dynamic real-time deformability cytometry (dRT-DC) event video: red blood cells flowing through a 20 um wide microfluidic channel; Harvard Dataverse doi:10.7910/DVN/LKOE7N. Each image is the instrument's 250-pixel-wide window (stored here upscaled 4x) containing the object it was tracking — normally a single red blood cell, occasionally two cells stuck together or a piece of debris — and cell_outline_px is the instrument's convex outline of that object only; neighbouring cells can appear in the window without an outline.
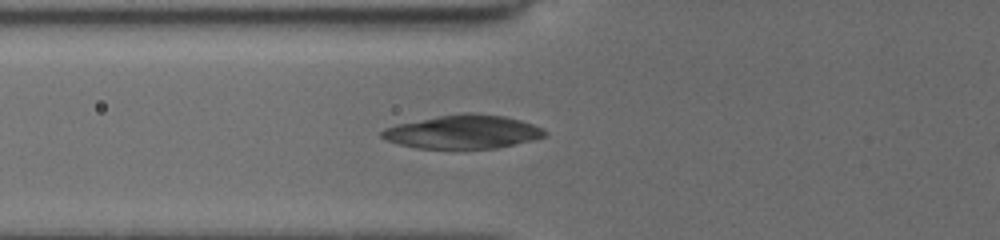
{"species": "common noctule bat (a hibernating species)", "species_latin": "Nyctalus noctula", "temperature_condition": "cold", "stored_images_in_passage": 12, "camera_frame_rate_fps": 3000, "um_per_image_px": 0.085, "animal": {"sex": "female", "body_mass_g": 19.5, "forearm_length_mm": 54.1}, "frame": {"image": 1, "passage_image": 9, "time_ms": 2.667, "image_size_px": [1000, 240], "cell_outline_px": [[548, 132], [544, 136], [532, 140], [496, 148], [416, 148], [400, 144], [388, 140], [380, 136], [380, 132], [384, 128], [396, 124], [440, 116], [464, 112], [472, 112], [504, 116], [520, 120], [532, 124]], "centroid_in_image_um": [39.34, 11.2], "position_along_channel_um": 86.5, "area_um2": 31.56}}
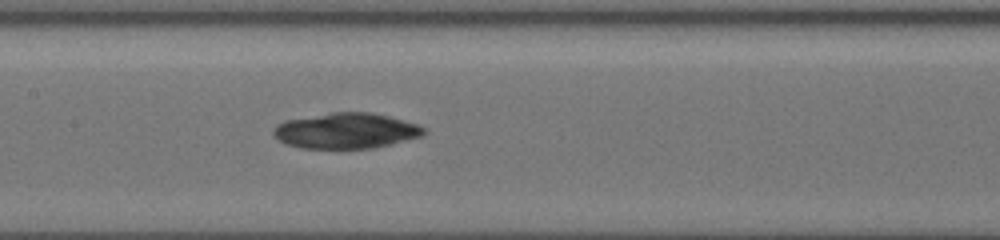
{"frame": {"image": 2, "passage_image": 12, "time_ms": 5.0, "image_size_px": [1000, 240], "cell_outline_px": [[424, 132], [420, 136], [392, 144], [372, 148], [300, 148], [284, 144], [272, 132], [276, 124], [284, 120], [332, 112], [372, 112], [388, 116], [416, 124], [424, 128]], "centroid_in_image_um": [29.36, 11.11], "position_along_channel_um": 178.0, "area_um2": 31.04}}